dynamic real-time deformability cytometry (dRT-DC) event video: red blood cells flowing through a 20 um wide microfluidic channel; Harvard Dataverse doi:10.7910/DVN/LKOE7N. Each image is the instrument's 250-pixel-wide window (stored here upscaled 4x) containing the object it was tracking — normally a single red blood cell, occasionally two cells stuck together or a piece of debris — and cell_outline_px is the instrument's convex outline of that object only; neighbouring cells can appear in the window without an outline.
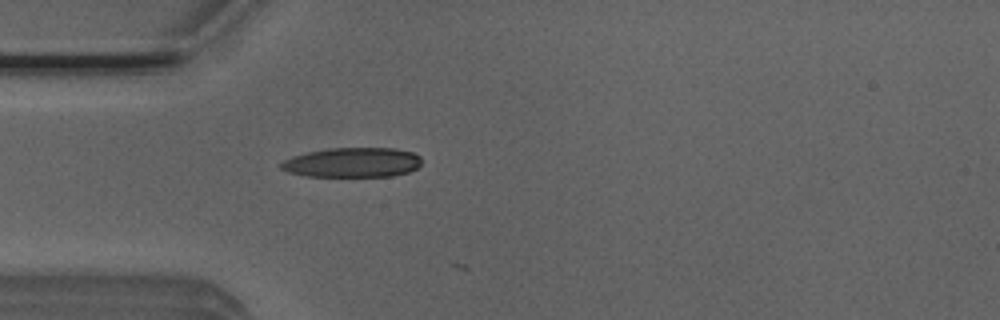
{"species": "Egyptian fruit bat (a non-hibernating species)", "species_latin": "Rousettus aegyptiacus", "temperature_condition": "room temperature", "stored_images_in_passage": 3, "camera_frame_rate_fps": 3000, "um_per_image_px": 0.085, "animal": {"sex": "male"}, "frame": {"image": 1, "passage_image": 2, "time_ms": 0.333, "image_size_px": [1000, 320], "cell_outline_px": [[420, 164], [416, 168], [408, 172], [392, 176], [308, 176], [288, 172], [280, 168], [280, 164], [284, 160], [308, 152], [332, 148], [396, 148], [412, 152], [420, 156]], "centroid_in_image_um": [29.98, 13.81], "position_along_channel_um": 55.0, "area_um2": 24.1}}